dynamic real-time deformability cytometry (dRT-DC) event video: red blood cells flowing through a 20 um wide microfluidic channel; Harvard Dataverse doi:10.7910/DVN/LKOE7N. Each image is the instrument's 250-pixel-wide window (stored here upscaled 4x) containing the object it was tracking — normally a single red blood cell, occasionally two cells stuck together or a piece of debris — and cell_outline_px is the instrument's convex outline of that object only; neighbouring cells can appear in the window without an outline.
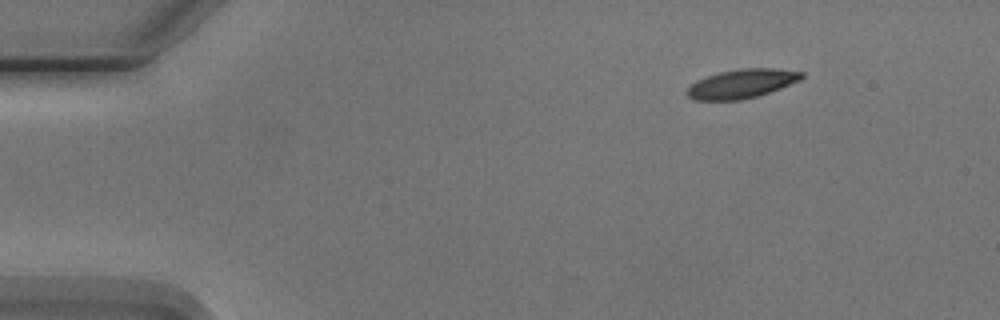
{"species": "Egyptian fruit bat (a non-hibernating species)", "species_latin": "Rousettus aegyptiacus", "temperature_condition": "cold", "stored_images_in_passage": 4, "segment_of_instrument_passage": [2, 2], "camera_frame_rate_fps": 3000, "um_per_image_px": 0.085, "animal": {"sex": "male"}, "frame": {"image": 1, "passage_image": 4, "time_ms": 4.333, "image_size_px": [1000, 320], "cell_outline_px": [[804, 76], [800, 80], [780, 88], [756, 96], [740, 100], [692, 100], [684, 92], [696, 80], [720, 72], [744, 68], [776, 68], [804, 72]], "centroid_in_image_um": [63.03, 7.11], "position_along_channel_um": 22.0, "area_um2": 19.25}}